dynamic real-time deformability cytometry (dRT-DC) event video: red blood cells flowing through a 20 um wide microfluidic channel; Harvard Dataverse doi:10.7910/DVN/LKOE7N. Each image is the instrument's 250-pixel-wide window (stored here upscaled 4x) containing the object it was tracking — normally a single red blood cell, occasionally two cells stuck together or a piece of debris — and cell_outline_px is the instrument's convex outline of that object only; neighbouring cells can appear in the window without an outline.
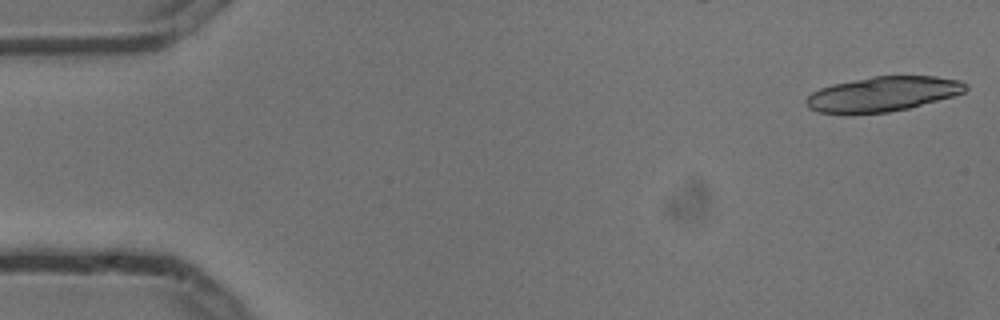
{"species": "common noctule bat (a hibernating species)", "species_latin": "Nyctalus noctula", "temperature_condition": "cold", "stored_images_in_passage": 7, "camera_frame_rate_fps": 3000, "um_per_image_px": 0.085, "animal": {"sex": "male", "body_mass_g": 13.3}, "frame": {"image": 1, "passage_image": 1, "time_ms": 0.0, "image_size_px": [1000, 320], "cell_outline_px": [[968, 88], [964, 92], [952, 96], [908, 108], [888, 112], [820, 112], [808, 108], [804, 104], [804, 100], [812, 92], [820, 88], [832, 84], [872, 76], [936, 76], [960, 80], [968, 84]], "centroid_in_image_um": [75.05, 7.96], "position_along_channel_um": 10.0, "area_um2": 31.96}}
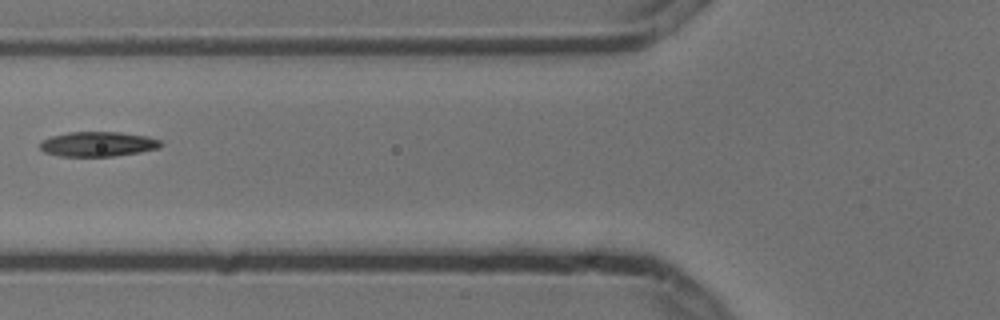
{"frame": {"image": 2, "passage_image": 6, "time_ms": 1.667, "image_size_px": [1000, 320], "cell_outline_px": [[164, 144], [160, 148], [140, 152], [112, 156], [60, 156], [44, 152], [40, 148], [40, 144], [44, 140], [52, 136], [68, 132], [120, 132], [148, 136], [160, 140]], "centroid_in_image_um": [8.37, 12.24], "position_along_channel_um": 117.4, "area_um2": 17.46}}
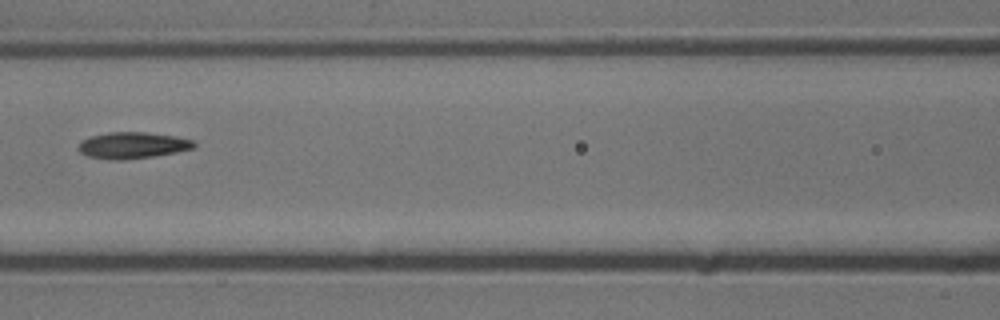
{"frame": {"image": 3, "passage_image": 7, "time_ms": 2.0, "image_size_px": [1000, 320], "cell_outline_px": [[196, 144], [192, 148], [176, 152], [152, 156], [124, 160], [112, 160], [88, 156], [80, 152], [76, 148], [80, 140], [92, 136], [108, 132], [144, 132], [176, 136], [192, 140]], "centroid_in_image_um": [11.21, 12.35], "position_along_channel_um": 155.4, "area_um2": 17.74}}